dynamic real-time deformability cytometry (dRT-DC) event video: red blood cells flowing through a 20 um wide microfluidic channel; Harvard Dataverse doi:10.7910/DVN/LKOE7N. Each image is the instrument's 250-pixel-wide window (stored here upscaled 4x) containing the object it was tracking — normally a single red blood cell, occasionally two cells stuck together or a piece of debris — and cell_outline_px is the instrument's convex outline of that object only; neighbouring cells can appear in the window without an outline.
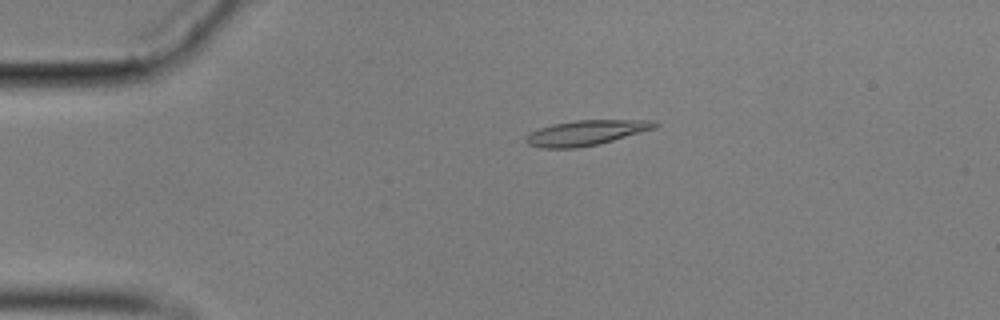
{"species": "common noctule bat (a hibernating species)", "species_latin": "Nyctalus noctula", "temperature_condition": "cold", "stored_images_in_passage": 54, "camera_frame_rate_fps": 3000, "um_per_image_px": 0.085, "animal": {"sex": "male", "body_mass_g": 17.9}, "frame": {"image": 1, "passage_image": 9, "time_ms": 2.667, "image_size_px": [1000, 320], "cell_outline_px": [[660, 124], [656, 128], [600, 144], [576, 148], [540, 148], [528, 144], [524, 140], [524, 136], [528, 132], [552, 124], [576, 120], [656, 120]], "centroid_in_image_um": [49.8, 11.29], "position_along_channel_um": 35.2, "area_um2": 19.13}}
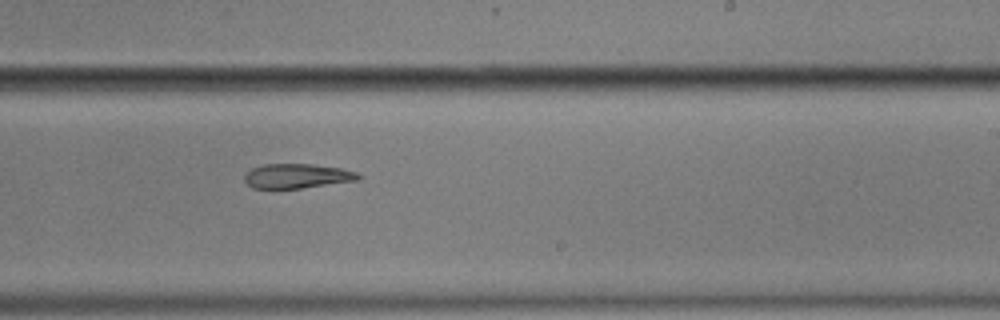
{"frame": {"image": 2, "passage_image": 32, "time_ms": 10.333, "image_size_px": [1000, 320], "cell_outline_px": [[364, 176], [356, 180], [300, 188], [252, 188], [244, 180], [244, 176], [252, 168], [264, 164], [312, 164], [344, 168], [356, 172]], "centroid_in_image_um": [25.27, 14.95], "position_along_channel_um": 263.7, "area_um2": 16.18}}
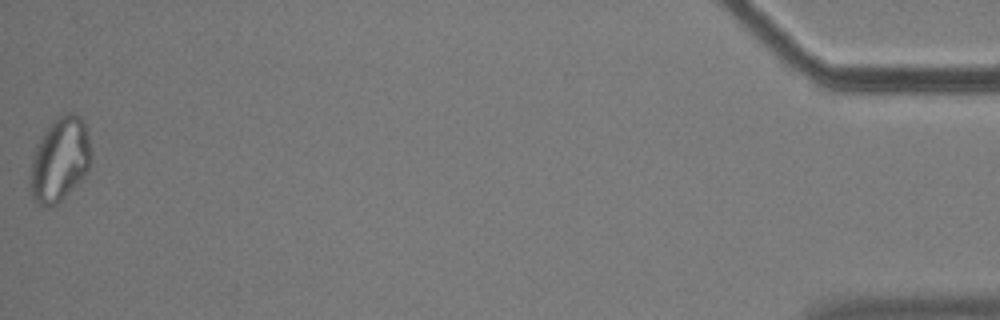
{"frame": {"image": 3, "passage_image": 54, "time_ms": 17.667, "image_size_px": [1000, 320], "cell_outline_px": [[92, 160], [88, 172], [56, 204], [48, 208], [32, 200], [32, 160], [36, 144], [44, 132], [60, 116], [68, 112], [76, 112], [80, 116], [84, 124], [88, 136], [92, 152]], "centroid_in_image_um": [5.13, 13.55], "position_along_channel_um": 430.1, "area_um2": 29.3}, "authors_computed_cell_mechanics": {"area_um2": 18.1781, "velocity_mm_per_s": 3.5094, "shape_relaxation_time_tau1_ms": null, "shape_relaxation_time_tau2_ms": 4.4365, "deformation_change_tau1": null, "deformation_change_tau2": 0.1271}}